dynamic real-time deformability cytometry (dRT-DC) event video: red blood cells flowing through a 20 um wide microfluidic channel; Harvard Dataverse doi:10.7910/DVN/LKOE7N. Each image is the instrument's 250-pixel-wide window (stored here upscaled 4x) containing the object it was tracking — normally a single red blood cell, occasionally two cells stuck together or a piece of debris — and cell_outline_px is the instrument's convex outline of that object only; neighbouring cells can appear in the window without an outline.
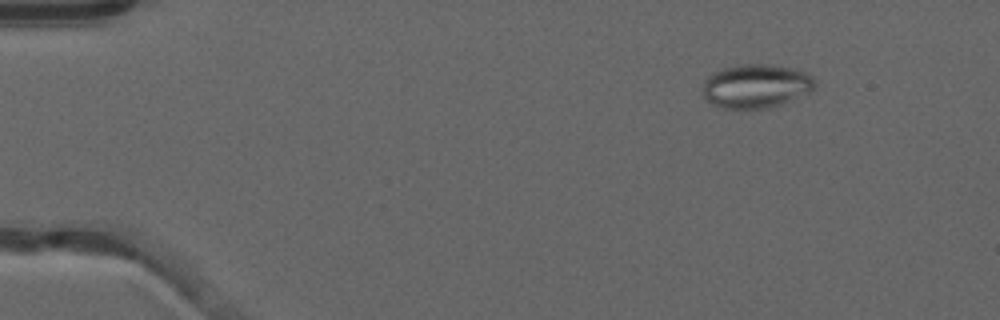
{"species": "common noctule bat (a hibernating species)", "species_latin": "Nyctalus noctula", "temperature_condition": "warm", "stored_images_in_passage": 48, "camera_frame_rate_fps": 3000, "um_per_image_px": 0.085, "animal": {"sex": "male", "forearm_length_mm": 52.5}, "frame": {"image": 1, "passage_image": 3, "time_ms": 0.667, "image_size_px": [1000, 320], "cell_outline_px": [[816, 84], [808, 92], [784, 104], [764, 108], [724, 108], [712, 104], [704, 96], [704, 80], [712, 72], [736, 64], [768, 64], [792, 68], [804, 72], [812, 76], [816, 80]], "centroid_in_image_um": [64.26, 7.3], "position_along_channel_um": 20.7, "area_um2": 28.55}}
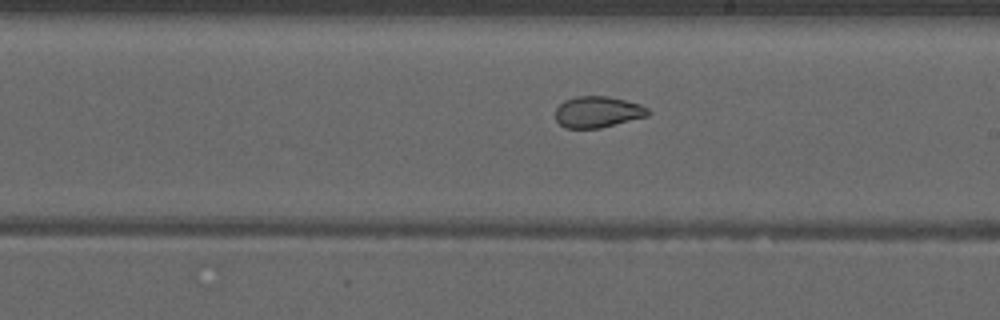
{"frame": {"image": 2, "passage_image": 27, "time_ms": 8.667, "image_size_px": [1000, 320], "cell_outline_px": [[652, 112], [648, 116], [600, 128], [564, 128], [556, 120], [556, 108], [564, 100], [576, 96], [608, 96], [640, 104], [648, 108]], "centroid_in_image_um": [50.81, 9.51], "position_along_channel_um": 238.2, "area_um2": 16.94}}
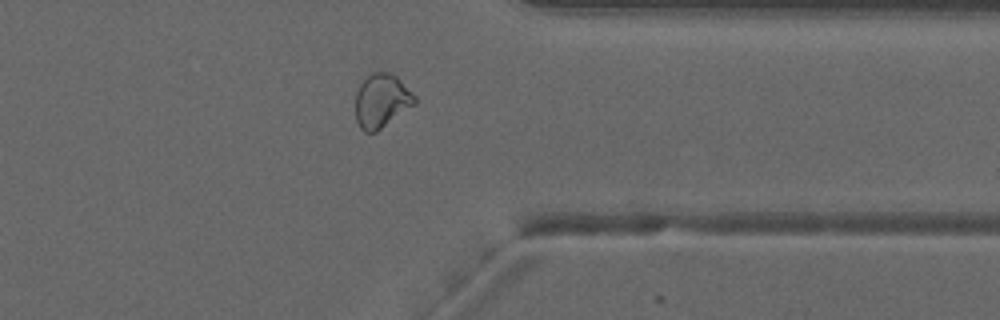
{"frame": {"image": 3, "passage_image": 38, "time_ms": 12.333, "image_size_px": [1000, 320], "cell_outline_px": [[416, 104], [376, 132], [364, 132], [360, 128], [356, 120], [356, 92], [360, 84], [368, 72], [392, 72], [416, 96]], "centroid_in_image_um": [32.43, 8.55], "position_along_channel_um": 379.0, "area_um2": 18.79}, "authors_computed_cell_mechanics": {"area_um2": 20.1722, "velocity_mm_per_s": 3.9747, "shape_relaxation_time_tau1_ms": null, "shape_relaxation_time_tau2_ms": 1.0657, "deformation_change_tau1": null, "deformation_change_tau2": 0.0637}}